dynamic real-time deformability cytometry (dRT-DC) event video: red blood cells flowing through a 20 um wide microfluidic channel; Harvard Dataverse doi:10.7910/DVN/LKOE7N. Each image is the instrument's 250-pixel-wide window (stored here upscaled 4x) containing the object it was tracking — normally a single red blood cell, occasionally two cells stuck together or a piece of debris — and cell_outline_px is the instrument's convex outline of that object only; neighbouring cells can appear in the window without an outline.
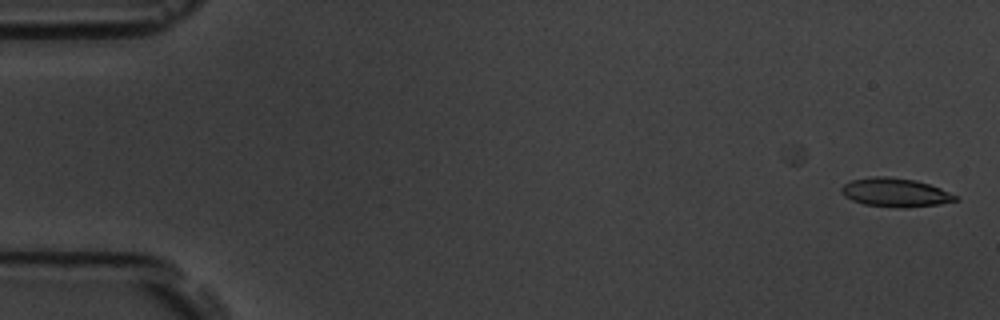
{"species": "common noctule bat (a hibernating species)", "species_latin": "Nyctalus noctula", "temperature_condition": "room temperature", "stored_images_in_passage": 2, "camera_frame_rate_fps": 3000, "um_per_image_px": 0.085, "animal": {"sex": "male", "body_mass_g": 19.5, "forearm_length_mm": 54.6}, "frame": {"image": 1, "passage_image": 2, "time_ms": 1.0, "image_size_px": [1000, 320], "cell_outline_px": [[960, 200], [940, 204], [904, 208], [896, 208], [864, 204], [852, 200], [844, 196], [840, 192], [840, 188], [844, 184], [852, 180], [876, 176], [888, 176], [916, 180], [940, 188], [960, 196]], "centroid_in_image_um": [76.13, 16.37], "position_along_channel_um": 8.9, "area_um2": 19.31}}